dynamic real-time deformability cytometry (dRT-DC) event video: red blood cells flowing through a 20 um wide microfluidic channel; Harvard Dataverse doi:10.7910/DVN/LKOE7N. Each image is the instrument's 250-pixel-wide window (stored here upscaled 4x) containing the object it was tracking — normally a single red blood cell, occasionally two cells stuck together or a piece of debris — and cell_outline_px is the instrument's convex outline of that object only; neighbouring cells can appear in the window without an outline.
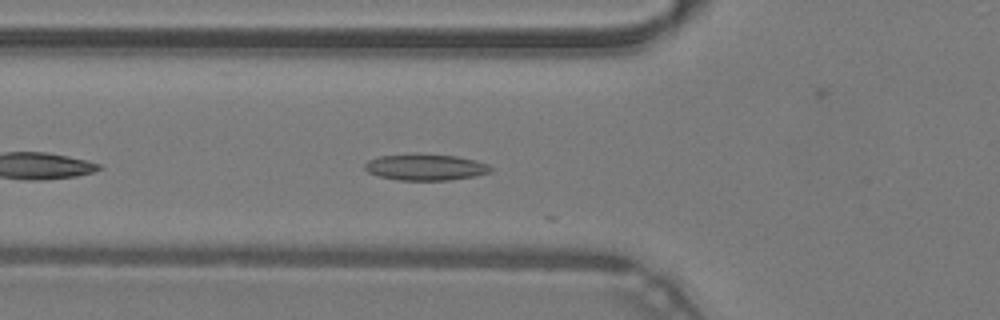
{"species": "common noctule bat (a hibernating species)", "species_latin": "Nyctalus noctula", "temperature_condition": "warm", "stored_images_in_passage": 14, "camera_frame_rate_fps": 3000, "um_per_image_px": 0.085, "animal": {"sex": "male", "body_mass_g": 19.2, "forearm_length_mm": 51.8}, "frame": {"image": 1, "passage_image": 5, "time_ms": 1.333, "image_size_px": [1000, 320], "cell_outline_px": [[492, 172], [476, 176], [448, 180], [400, 180], [380, 176], [368, 172], [364, 168], [364, 164], [368, 160], [380, 156], [456, 156], [488, 164], [492, 168]], "centroid_in_image_um": [36.2, 14.25], "position_along_channel_um": 89.6, "area_um2": 18.44}}
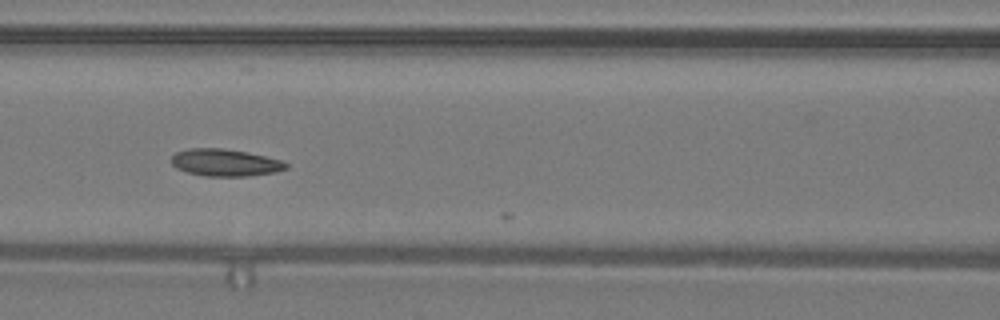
{"frame": {"image": 2, "passage_image": 9, "time_ms": 2.667, "image_size_px": [1000, 320], "cell_outline_px": [[288, 168], [276, 172], [244, 176], [204, 176], [188, 172], [176, 168], [172, 164], [172, 156], [176, 152], [188, 148], [224, 148], [264, 156], [280, 160], [288, 164]], "centroid_in_image_um": [19.11, 13.82], "position_along_channel_um": 147.5, "area_um2": 17.98}}
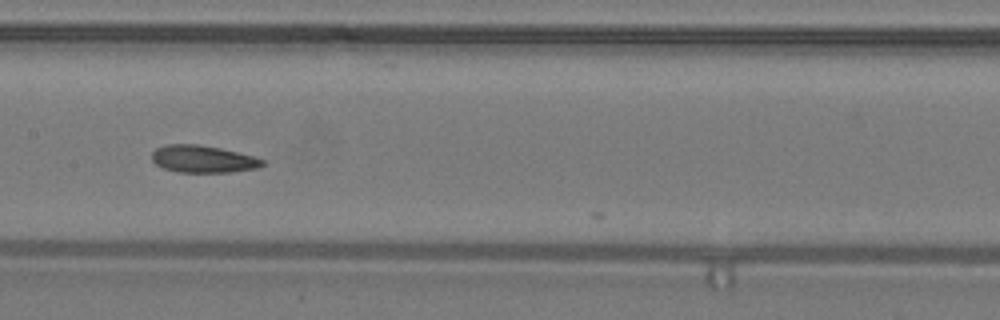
{"frame": {"image": 3, "passage_image": 12, "time_ms": 3.667, "image_size_px": [1000, 320], "cell_outline_px": [[264, 164], [256, 168], [232, 172], [176, 172], [164, 168], [156, 164], [152, 160], [152, 152], [156, 148], [164, 144], [196, 144], [220, 148], [252, 156], [264, 160]], "centroid_in_image_um": [17.21, 13.51], "position_along_channel_um": 190.2, "area_um2": 17.46}}